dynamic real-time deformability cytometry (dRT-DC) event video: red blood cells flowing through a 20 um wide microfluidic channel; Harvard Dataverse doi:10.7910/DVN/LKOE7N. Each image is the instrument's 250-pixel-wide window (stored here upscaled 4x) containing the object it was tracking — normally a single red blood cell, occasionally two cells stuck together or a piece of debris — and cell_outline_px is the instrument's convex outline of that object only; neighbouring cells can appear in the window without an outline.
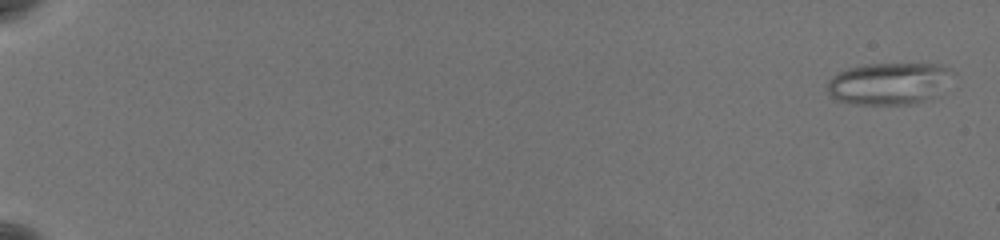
{"species": "common noctule bat (a hibernating species)", "species_latin": "Nyctalus noctula", "temperature_condition": "warm", "stored_images_in_passage": 62, "camera_frame_rate_fps": 3000, "um_per_image_px": 0.085, "animal": {"sex": "female", "body_mass_g": 19.5, "forearm_length_mm": 54.1}, "frame": {"image": 1, "passage_image": 3, "time_ms": 0.667, "image_size_px": [1000, 240], "cell_outline_px": [[948, 68], [936, 96], [932, 100], [912, 104], [856, 104], [836, 100], [828, 92], [828, 80], [832, 76], [848, 68], [864, 64], [940, 64]], "centroid_in_image_um": [75.44, 7.11], "position_along_channel_um": 9.6, "area_um2": 29.88}}
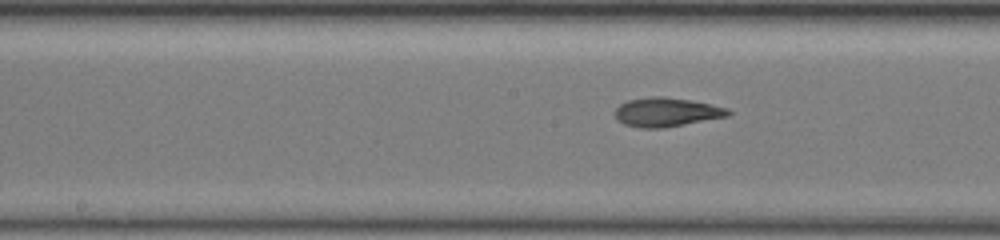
{"frame": {"image": 2, "passage_image": 36, "time_ms": 11.667, "image_size_px": [1000, 240], "cell_outline_px": [[732, 112], [728, 116], [664, 128], [640, 128], [624, 124], [616, 116], [616, 108], [620, 104], [628, 100], [652, 96], [660, 96], [692, 100], [728, 108]], "centroid_in_image_um": [56.67, 9.53], "position_along_channel_um": 191.5, "area_um2": 19.02}}
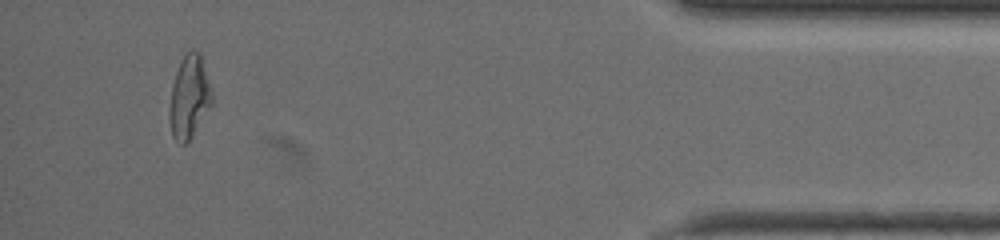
{"frame": {"image": 3, "passage_image": 59, "time_ms": 19.333, "image_size_px": [1000, 240], "cell_outline_px": [[212, 104], [188, 144], [180, 144], [172, 136], [168, 116], [168, 108], [172, 84], [180, 60], [192, 48], [200, 52], [212, 92]], "centroid_in_image_um": [16.07, 8.27], "position_along_channel_um": 419.1, "area_um2": 20.81}, "authors_computed_cell_mechanics": {"area_um2": 20.5479, "velocity_mm_per_s": 3.6528, "shape_relaxation_time_tau1_ms": null, "shape_relaxation_time_tau2_ms": 1.9418, "deformation_change_tau1": null, "deformation_change_tau2": 0.1038}}